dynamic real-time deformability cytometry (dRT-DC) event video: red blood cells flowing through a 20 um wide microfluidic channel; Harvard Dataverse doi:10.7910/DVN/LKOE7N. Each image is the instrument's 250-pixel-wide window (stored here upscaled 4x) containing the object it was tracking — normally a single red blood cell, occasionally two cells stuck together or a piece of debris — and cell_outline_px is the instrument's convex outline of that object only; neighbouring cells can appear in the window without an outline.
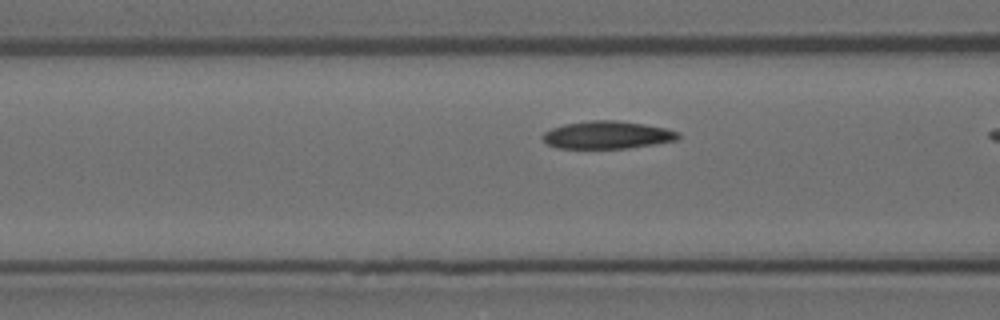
{"species": "Egyptian fruit bat (a non-hibernating species)", "species_latin": "Rousettus aegyptiacus", "temperature_condition": "room temperature", "stored_images_in_passage": 18, "camera_frame_rate_fps": 3000, "um_per_image_px": 0.085, "animal": {"sex": "female"}, "frame": {"image": 1, "passage_image": 16, "time_ms": 5.0, "image_size_px": [1000, 320], "cell_outline_px": [[680, 136], [676, 140], [656, 144], [628, 148], [556, 148], [548, 144], [540, 136], [544, 132], [552, 128], [564, 124], [588, 120], [616, 120], [644, 124], [664, 128], [680, 132]], "centroid_in_image_um": [51.6, 11.47], "position_along_channel_um": 115.0, "area_um2": 21.91}}